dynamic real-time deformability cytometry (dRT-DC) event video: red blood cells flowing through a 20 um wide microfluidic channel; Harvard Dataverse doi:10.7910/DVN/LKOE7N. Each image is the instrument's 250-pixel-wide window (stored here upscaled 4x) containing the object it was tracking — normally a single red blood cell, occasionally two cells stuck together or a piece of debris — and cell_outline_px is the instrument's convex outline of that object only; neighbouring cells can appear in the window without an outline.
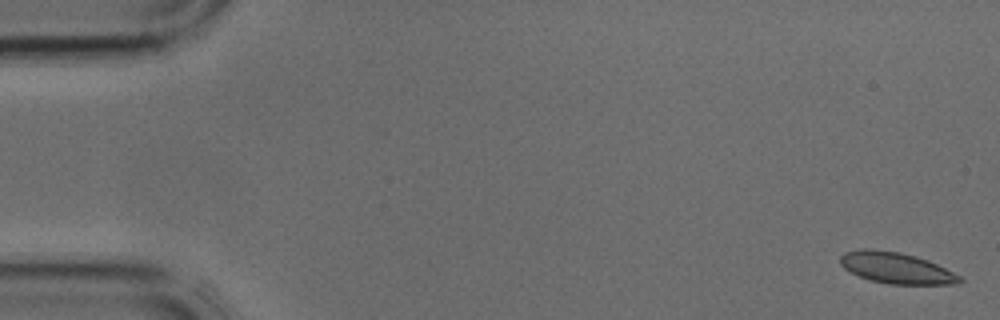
{"species": "common noctule bat (a hibernating species)", "species_latin": "Nyctalus noctula", "temperature_condition": "cold", "stored_images_in_passage": 4, "camera_frame_rate_fps": 3000, "um_per_image_px": 0.085, "animal": {"sex": "male", "body_mass_g": 17.9, "forearm_length_mm": 54.2}, "frame": {"image": 1, "passage_image": 1, "time_ms": 0.0, "image_size_px": [1000, 320], "cell_outline_px": [[964, 280], [960, 284], [892, 284], [872, 280], [860, 276], [844, 268], [840, 264], [840, 256], [844, 252], [860, 248], [872, 248], [900, 252], [928, 260], [960, 276]], "centroid_in_image_um": [76.17, 22.76], "position_along_channel_um": 8.8, "area_um2": 21.56}}
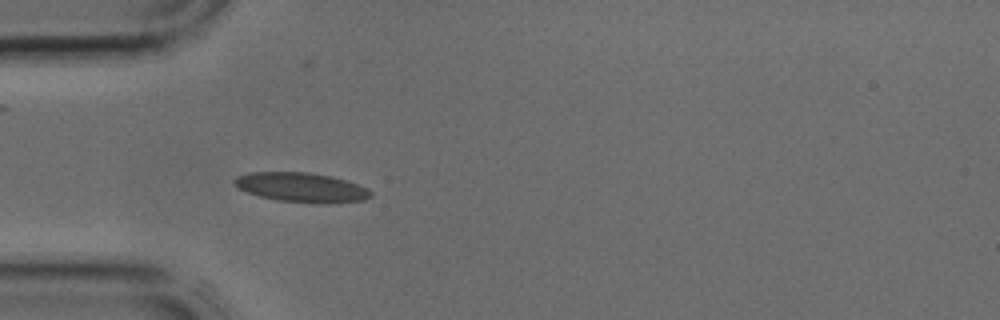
{"frame": {"image": 2, "passage_image": 4, "time_ms": 1.0, "image_size_px": [1000, 320], "cell_outline_px": [[372, 196], [364, 200], [276, 200], [260, 196], [248, 192], [240, 188], [232, 180], [236, 176], [248, 172], [308, 172], [332, 176], [368, 188], [372, 192]], "centroid_in_image_um": [25.54, 15.86], "position_along_channel_um": 59.5, "area_um2": 22.14}}